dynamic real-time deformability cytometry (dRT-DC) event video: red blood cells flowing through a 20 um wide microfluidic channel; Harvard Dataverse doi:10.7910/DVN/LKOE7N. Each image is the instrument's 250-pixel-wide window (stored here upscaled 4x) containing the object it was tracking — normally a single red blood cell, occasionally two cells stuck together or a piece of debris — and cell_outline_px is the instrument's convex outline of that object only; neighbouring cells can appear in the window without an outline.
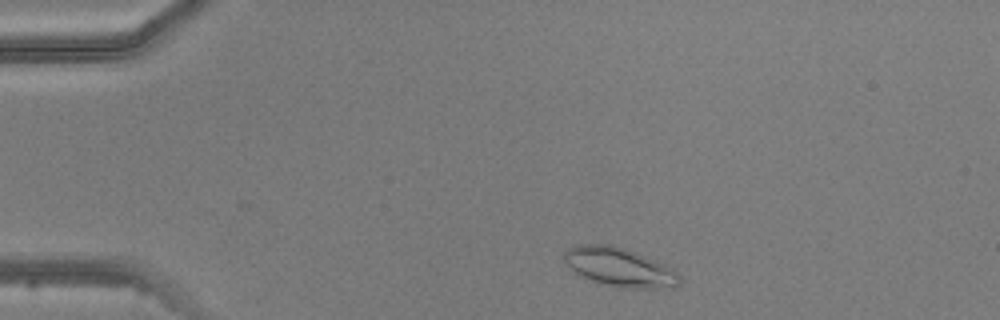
{"species": "common noctule bat (a hibernating species)", "species_latin": "Nyctalus noctula", "temperature_condition": "warm", "stored_images_in_passage": 2, "camera_frame_rate_fps": 3000, "um_per_image_px": 0.085, "animal": {"sex": "male", "body_mass_g": 20.5, "forearm_length_mm": 52.5}, "frame": {"image": 1, "passage_image": 1, "time_ms": 0.0, "image_size_px": [1000, 320], "cell_outline_px": [[680, 284], [676, 288], [632, 288], [608, 284], [592, 280], [576, 272], [564, 260], [564, 252], [568, 248], [580, 244], [612, 244], [636, 252], [676, 268], [680, 276]], "centroid_in_image_um": [52.76, 22.69], "position_along_channel_um": 32.2, "area_um2": 26.01}}